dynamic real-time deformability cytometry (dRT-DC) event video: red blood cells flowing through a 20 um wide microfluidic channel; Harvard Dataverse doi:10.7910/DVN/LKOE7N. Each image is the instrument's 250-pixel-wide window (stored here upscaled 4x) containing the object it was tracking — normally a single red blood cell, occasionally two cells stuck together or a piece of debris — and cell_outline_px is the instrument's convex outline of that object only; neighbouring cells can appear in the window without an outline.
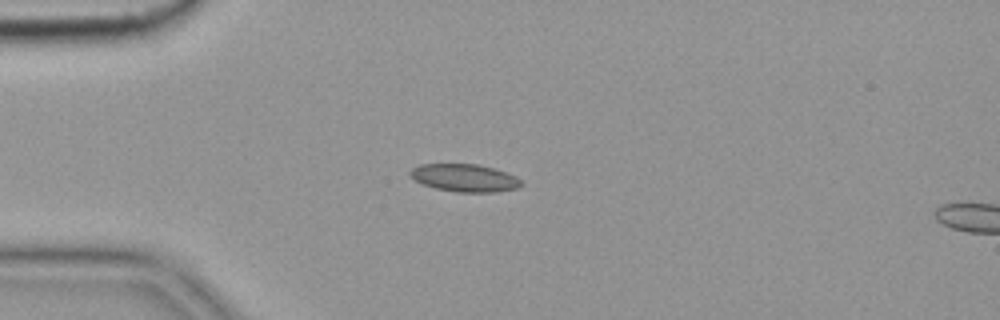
{"species": "common noctule bat (a hibernating species)", "species_latin": "Nyctalus noctula", "temperature_condition": "cold", "stored_images_in_passage": 13, "camera_frame_rate_fps": 3000, "um_per_image_px": 0.085, "animal": {"sex": "female", "body_mass_g": 19.9}, "frame": {"image": 1, "passage_image": 10, "time_ms": 3.0, "image_size_px": [1000, 320], "cell_outline_px": [[524, 184], [520, 188], [496, 192], [456, 192], [436, 188], [424, 184], [408, 176], [408, 172], [412, 168], [420, 164], [480, 164], [516, 176]], "centroid_in_image_um": [39.5, 15.12], "position_along_channel_um": 45.5, "area_um2": 17.98}}